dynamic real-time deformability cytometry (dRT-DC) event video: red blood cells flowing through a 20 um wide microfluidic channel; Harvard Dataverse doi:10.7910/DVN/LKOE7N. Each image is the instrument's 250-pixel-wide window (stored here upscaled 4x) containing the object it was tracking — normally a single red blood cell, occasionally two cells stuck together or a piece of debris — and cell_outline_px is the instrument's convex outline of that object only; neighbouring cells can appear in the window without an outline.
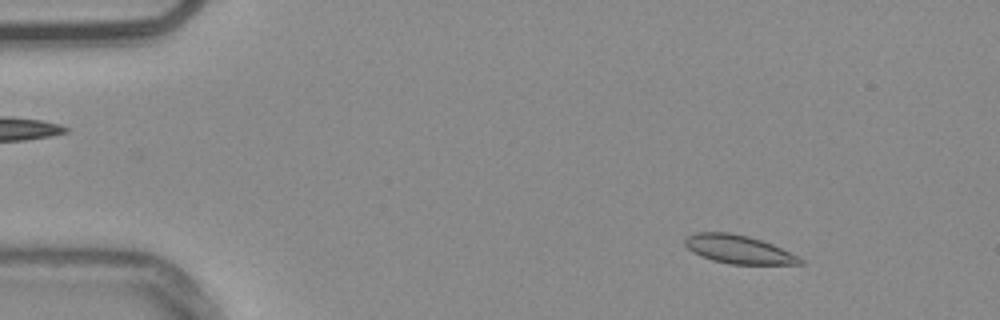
{"species": "common noctule bat (a hibernating species)", "species_latin": "Nyctalus noctula", "temperature_condition": "warm", "stored_images_in_passage": 47, "camera_frame_rate_fps": 3000, "um_per_image_px": 0.085, "animal": {"sex": "male", "body_mass_g": 20.4}, "frame": {"image": 1, "passage_image": 4, "time_ms": 1.0, "image_size_px": [1000, 320], "cell_outline_px": [[804, 264], [728, 264], [712, 260], [700, 256], [692, 252], [684, 244], [684, 240], [688, 236], [696, 232], [728, 232], [748, 236], [772, 244], [800, 256], [804, 260]], "centroid_in_image_um": [62.78, 21.2], "position_along_channel_um": 22.2, "area_um2": 19.13}}
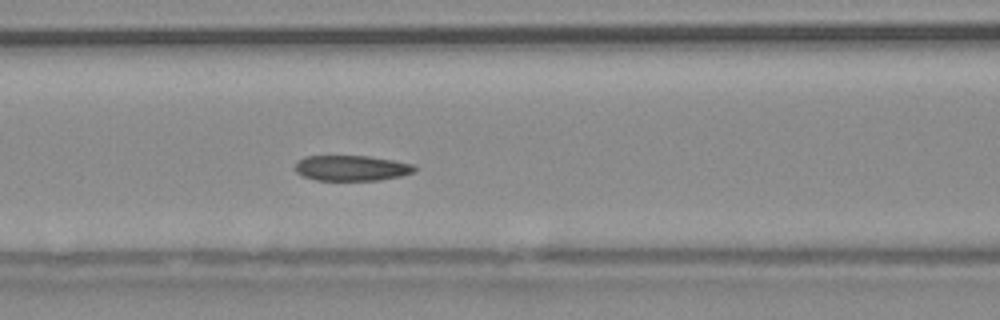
{"frame": {"image": 2, "passage_image": 20, "time_ms": 6.333, "image_size_px": [1000, 320], "cell_outline_px": [[416, 168], [412, 172], [400, 176], [380, 180], [316, 180], [304, 176], [296, 172], [296, 160], [304, 156], [368, 156], [392, 160], [412, 164]], "centroid_in_image_um": [29.84, 14.28], "position_along_channel_um": 136.8, "area_um2": 17.57}}
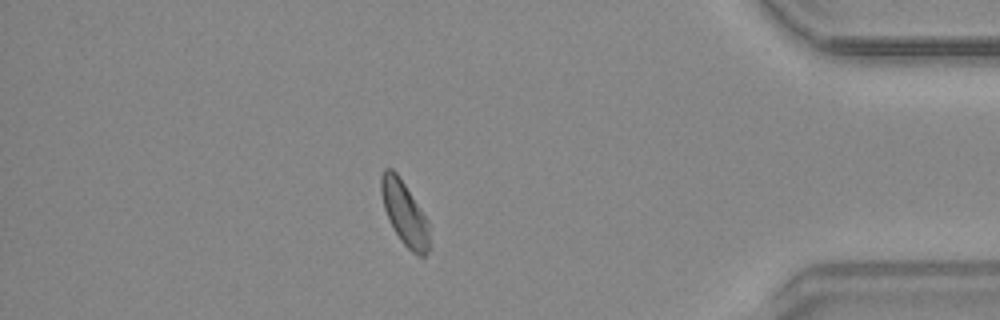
{"frame": {"image": 3, "passage_image": 44, "time_ms": 14.333, "image_size_px": [1000, 320], "cell_outline_px": [[432, 248], [424, 256], [420, 256], [412, 252], [400, 240], [388, 220], [384, 208], [380, 192], [380, 176], [384, 168], [392, 168], [396, 172], [428, 220], [432, 244]], "centroid_in_image_um": [34.4, 18.17], "position_along_channel_um": 400.8, "area_um2": 18.26}, "authors_computed_cell_mechanics": {"area_um2": 18.6694, "velocity_mm_per_s": 3.7625, "shape_relaxation_time_tau1_ms": null, "shape_relaxation_time_tau2_ms": 4.9463, "deformation_change_tau1": null, "deformation_change_tau2": 0.0909}}